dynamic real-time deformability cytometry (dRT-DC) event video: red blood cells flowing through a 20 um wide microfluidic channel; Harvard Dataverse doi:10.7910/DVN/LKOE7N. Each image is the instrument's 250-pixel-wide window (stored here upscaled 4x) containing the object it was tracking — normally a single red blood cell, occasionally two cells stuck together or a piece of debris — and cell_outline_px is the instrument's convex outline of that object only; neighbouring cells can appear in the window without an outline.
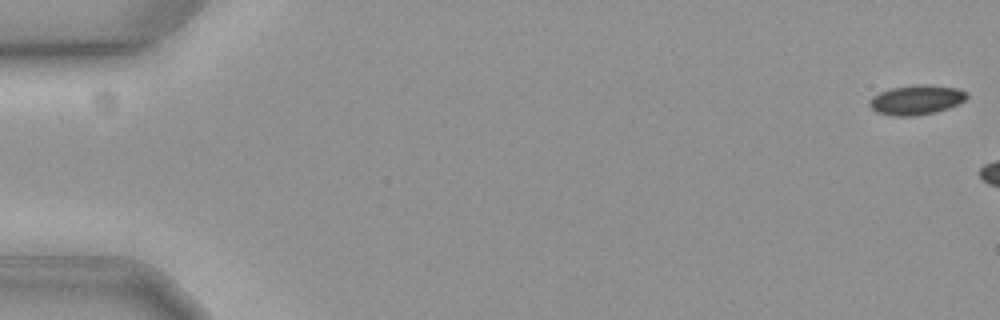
{"species": "common noctule bat (a hibernating species)", "species_latin": "Nyctalus noctula", "temperature_condition": "cold", "stored_images_in_passage": 7, "camera_frame_rate_fps": 3000, "um_per_image_px": 0.085, "animal": {"sex": "female", "body_mass_g": 19.3, "forearm_length_mm": 54.1}, "frame": {"image": 1, "passage_image": 1, "time_ms": 0.0, "image_size_px": [1000, 320], "cell_outline_px": [[968, 96], [964, 100], [948, 108], [936, 112], [912, 116], [896, 116], [876, 112], [868, 104], [868, 100], [872, 96], [880, 92], [892, 88], [924, 84], [956, 88], [964, 92]], "centroid_in_image_um": [77.84, 8.5], "position_along_channel_um": 7.2, "area_um2": 16.53}}